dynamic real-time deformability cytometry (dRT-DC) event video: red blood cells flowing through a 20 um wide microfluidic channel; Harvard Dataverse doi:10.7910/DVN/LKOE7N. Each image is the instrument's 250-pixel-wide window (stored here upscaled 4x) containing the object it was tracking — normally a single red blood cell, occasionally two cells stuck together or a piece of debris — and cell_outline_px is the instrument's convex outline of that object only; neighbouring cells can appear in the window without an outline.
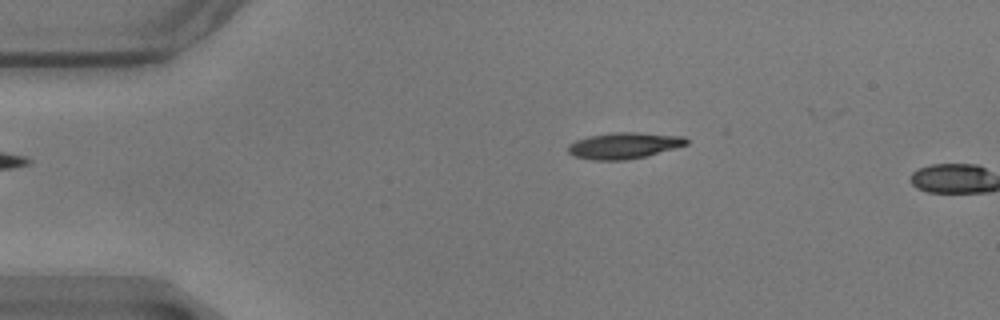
{"species": "common noctule bat (a hibernating species)", "species_latin": "Nyctalus noctula", "temperature_condition": "warm", "stored_images_in_passage": 3, "camera_frame_rate_fps": 3000, "um_per_image_px": 0.085, "animal": {"sex": "male", "body_mass_g": 17.9}, "frame": {"image": 1, "passage_image": 2, "time_ms": 0.333, "image_size_px": [1000, 320], "cell_outline_px": [[688, 144], [644, 156], [624, 160], [592, 160], [576, 156], [568, 152], [568, 144], [576, 140], [588, 136], [616, 132], [636, 132], [684, 136], [688, 140]], "centroid_in_image_um": [53.02, 12.36], "position_along_channel_um": 32.0, "area_um2": 17.86}}